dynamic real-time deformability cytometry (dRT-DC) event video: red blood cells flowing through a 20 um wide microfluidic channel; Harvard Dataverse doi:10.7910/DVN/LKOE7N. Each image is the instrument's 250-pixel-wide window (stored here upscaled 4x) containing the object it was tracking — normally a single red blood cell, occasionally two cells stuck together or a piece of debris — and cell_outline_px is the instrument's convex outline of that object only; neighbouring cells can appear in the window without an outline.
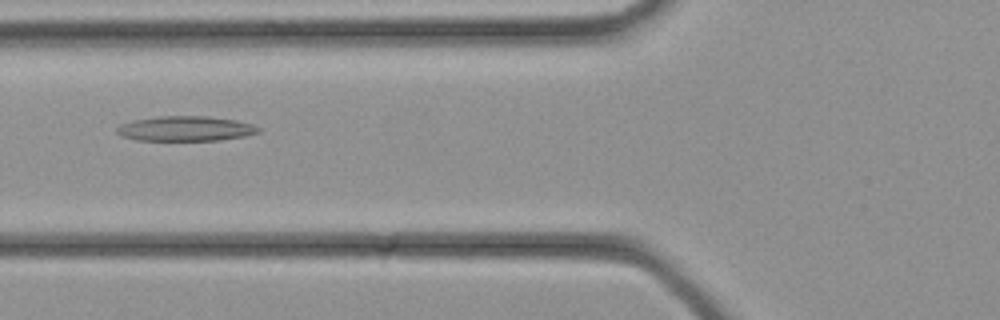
{"species": "common noctule bat (a hibernating species)", "species_latin": "Nyctalus noctula", "temperature_condition": "cold", "stored_images_in_passage": 33, "camera_frame_rate_fps": 3000, "um_per_image_px": 0.085, "animal": {"sex": "female", "body_mass_g": 21.9}, "frame": {"image": 1, "passage_image": 13, "time_ms": 4.0, "image_size_px": [1000, 320], "cell_outline_px": [[260, 132], [244, 136], [220, 140], [136, 140], [120, 136], [116, 132], [116, 128], [120, 124], [136, 120], [160, 116], [208, 116], [236, 120], [252, 124], [260, 128]], "centroid_in_image_um": [15.77, 10.93], "position_along_channel_um": 110.0, "area_um2": 20.52}}
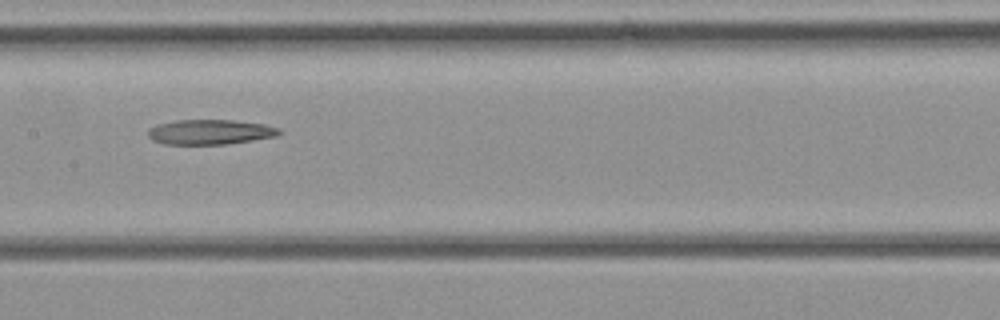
{"frame": {"image": 2, "passage_image": 17, "time_ms": 5.333, "image_size_px": [1000, 320], "cell_outline_px": [[280, 136], [228, 144], [164, 144], [152, 140], [148, 136], [148, 128], [156, 124], [176, 120], [232, 120], [264, 124], [280, 128]], "centroid_in_image_um": [17.86, 11.22], "position_along_channel_um": 189.5, "area_um2": 19.25}}
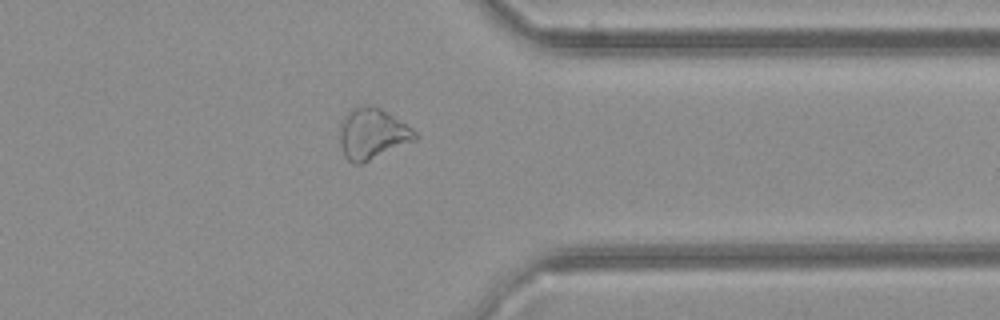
{"frame": {"image": 3, "passage_image": 27, "time_ms": 8.667, "image_size_px": [1000, 320], "cell_outline_px": [[416, 140], [360, 164], [352, 164], [344, 156], [340, 144], [340, 128], [344, 116], [348, 112], [364, 104], [380, 108], [412, 128], [416, 132]], "centroid_in_image_um": [31.63, 11.38], "position_along_channel_um": 379.8, "area_um2": 21.96}}